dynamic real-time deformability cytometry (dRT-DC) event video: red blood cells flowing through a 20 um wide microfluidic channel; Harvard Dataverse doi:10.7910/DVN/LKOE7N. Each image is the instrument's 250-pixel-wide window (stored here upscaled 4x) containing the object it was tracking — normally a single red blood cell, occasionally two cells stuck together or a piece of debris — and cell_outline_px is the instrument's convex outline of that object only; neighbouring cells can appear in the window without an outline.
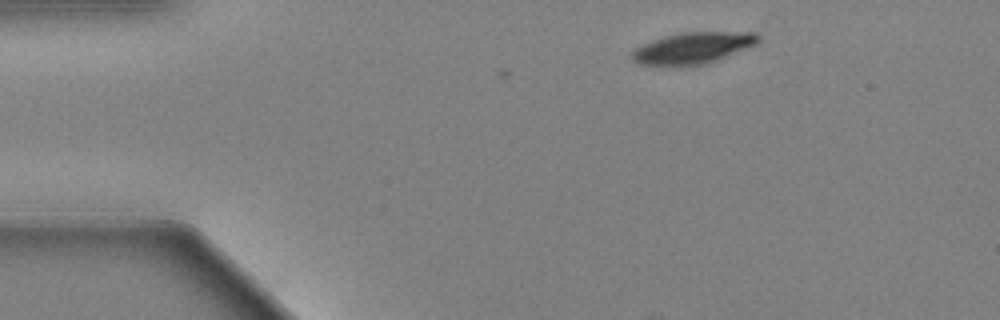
{"species": "Egyptian fruit bat (a non-hibernating species)", "species_latin": "Rousettus aegyptiacus", "temperature_condition": "warm", "stored_images_in_passage": 6, "camera_frame_rate_fps": 3000, "um_per_image_px": 0.085, "animal": {"sex": "female"}, "frame": {"image": 1, "passage_image": 6, "time_ms": 1.667, "image_size_px": [1000, 320], "cell_outline_px": [[760, 40], [756, 44], [724, 56], [700, 64], [640, 64], [632, 60], [632, 52], [636, 48], [652, 40], [664, 36], [680, 32], [756, 32], [760, 36]], "centroid_in_image_um": [58.9, 4.03], "position_along_channel_um": 26.1, "area_um2": 22.2}}